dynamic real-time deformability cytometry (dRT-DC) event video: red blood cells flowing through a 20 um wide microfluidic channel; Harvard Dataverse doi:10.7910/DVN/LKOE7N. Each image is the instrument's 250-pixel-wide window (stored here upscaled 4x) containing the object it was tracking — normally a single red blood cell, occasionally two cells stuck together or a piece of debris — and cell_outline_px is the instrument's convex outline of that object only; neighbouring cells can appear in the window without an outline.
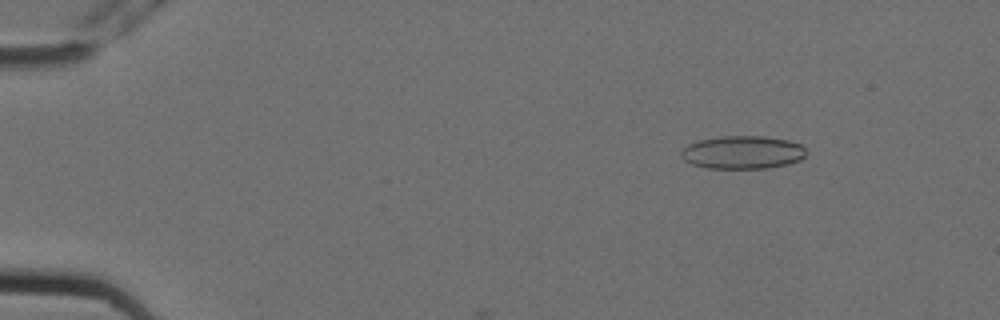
{"species": "Egyptian fruit bat (a non-hibernating species)", "species_latin": "Rousettus aegyptiacus", "temperature_condition": "cold", "stored_images_in_passage": 5, "camera_frame_rate_fps": 3000, "um_per_image_px": 0.085, "animal": {"sex": "female"}, "frame": {"image": 1, "passage_image": 3, "time_ms": 0.667, "image_size_px": [1000, 320], "cell_outline_px": [[808, 152], [800, 160], [788, 164], [768, 168], [708, 168], [692, 164], [684, 160], [680, 156], [680, 152], [688, 144], [696, 140], [724, 136], [764, 136], [788, 140], [800, 144]], "centroid_in_image_um": [63.11, 12.94], "position_along_channel_um": 21.9, "area_um2": 24.22}}